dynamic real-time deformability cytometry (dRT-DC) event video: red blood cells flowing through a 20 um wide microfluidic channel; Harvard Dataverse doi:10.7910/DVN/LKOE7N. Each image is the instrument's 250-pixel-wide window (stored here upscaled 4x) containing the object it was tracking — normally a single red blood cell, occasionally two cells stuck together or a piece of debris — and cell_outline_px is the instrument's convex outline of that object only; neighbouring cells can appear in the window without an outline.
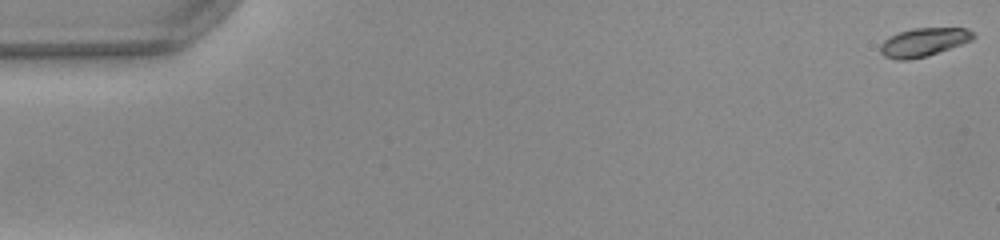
{"species": "common noctule bat (a hibernating species)", "species_latin": "Nyctalus noctula", "temperature_condition": "warm", "stored_images_in_passage": 52, "camera_frame_rate_fps": 3000, "um_per_image_px": 0.085, "animal": {"sex": "female", "body_mass_g": 22.0, "forearm_length_mm": 56.7}, "frame": {"image": 1, "passage_image": 1, "time_ms": 0.0, "image_size_px": [1000, 240], "cell_outline_px": [[976, 36], [972, 40], [928, 56], [908, 60], [896, 60], [884, 56], [880, 52], [880, 44], [884, 40], [900, 32], [912, 28], [964, 28], [972, 32]], "centroid_in_image_um": [78.49, 3.6], "position_along_channel_um": 6.5, "area_um2": 15.32}}
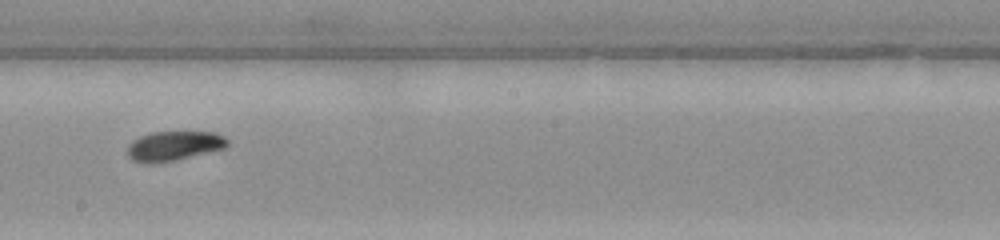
{"frame": {"image": 2, "passage_image": 30, "time_ms": 9.667, "image_size_px": [1000, 240], "cell_outline_px": [[228, 144], [224, 148], [176, 160], [152, 164], [144, 164], [132, 160], [128, 156], [128, 144], [132, 140], [140, 136], [152, 132], [216, 132], [224, 136], [228, 140]], "centroid_in_image_um": [14.75, 12.41], "position_along_channel_um": 233.5, "area_um2": 17.34}}
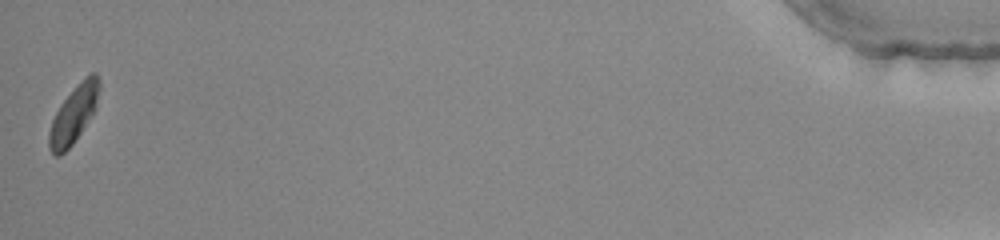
{"frame": {"image": 3, "passage_image": 52, "time_ms": 17.0, "image_size_px": [1000, 240], "cell_outline_px": [[100, 88], [96, 108], [72, 144], [60, 156], [56, 156], [48, 148], [48, 136], [52, 120], [60, 104], [92, 72], [96, 72], [100, 80]], "centroid_in_image_um": [6.26, 9.75], "position_along_channel_um": 428.9, "area_um2": 16.18}, "authors_computed_cell_mechanics": {"area_um2": 16.6175, "velocity_mm_per_s": 3.9751, "shape_relaxation_time_tau1_ms": 2.5628, "shape_relaxation_time_tau2_ms": 2.2051, "deformation_change_tau1": 0.1118, "deformation_change_tau2": 0.0586}}